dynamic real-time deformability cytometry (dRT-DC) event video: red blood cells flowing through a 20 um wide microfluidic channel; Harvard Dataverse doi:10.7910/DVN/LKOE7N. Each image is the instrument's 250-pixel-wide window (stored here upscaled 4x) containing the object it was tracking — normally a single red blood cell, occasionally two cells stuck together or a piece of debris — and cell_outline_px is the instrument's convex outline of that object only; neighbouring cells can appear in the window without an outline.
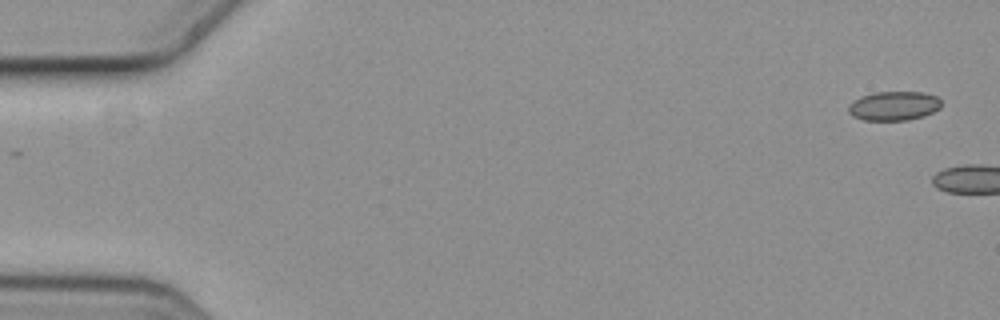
{"species": "common noctule bat (a hibernating species)", "species_latin": "Nyctalus noctula", "temperature_condition": "cold", "stored_images_in_passage": 2, "camera_frame_rate_fps": 3000, "um_per_image_px": 0.085, "animal": {"sex": "female", "body_mass_g": 19.3, "forearm_length_mm": 54.1}, "frame": {"image": 1, "passage_image": 2, "time_ms": 0.333, "image_size_px": [1000, 320], "cell_outline_px": [[940, 108], [924, 116], [908, 120], [864, 120], [852, 116], [848, 112], [848, 104], [860, 96], [872, 92], [924, 92], [936, 96], [940, 100]], "centroid_in_image_um": [75.94, 8.99], "position_along_channel_um": 9.1, "area_um2": 15.9}}